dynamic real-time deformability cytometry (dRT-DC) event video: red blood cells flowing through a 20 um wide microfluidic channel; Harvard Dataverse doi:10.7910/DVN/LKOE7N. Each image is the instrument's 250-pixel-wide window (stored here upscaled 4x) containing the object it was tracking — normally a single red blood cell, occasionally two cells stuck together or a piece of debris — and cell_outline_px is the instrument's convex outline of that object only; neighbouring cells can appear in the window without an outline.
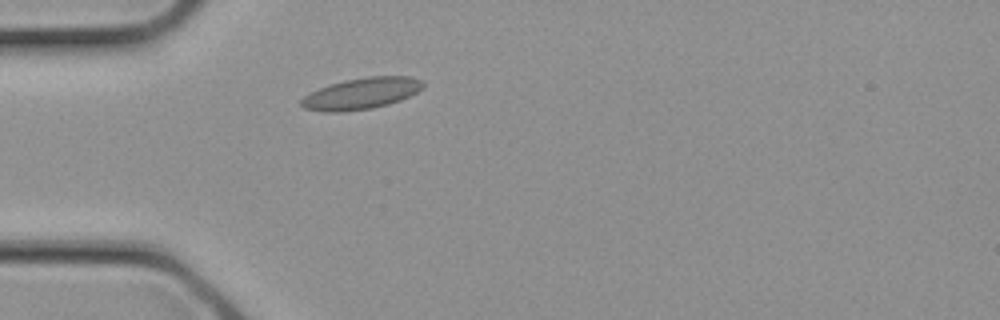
{"species": "common noctule bat (a hibernating species)", "species_latin": "Nyctalus noctula", "temperature_condition": "cold", "stored_images_in_passage": 18, "camera_frame_rate_fps": 3000, "um_per_image_px": 0.085, "animal": {"sex": "female", "body_mass_g": 21.9}, "frame": {"image": 1, "passage_image": 1, "time_ms": 0.0, "image_size_px": [1000, 320], "cell_outline_px": [[424, 88], [400, 100], [388, 104], [372, 108], [344, 112], [324, 112], [304, 108], [300, 104], [300, 100], [304, 96], [320, 88], [344, 80], [368, 76], [408, 76], [420, 80], [424, 84]], "centroid_in_image_um": [30.71, 7.95], "position_along_channel_um": 54.3, "area_um2": 22.14}}
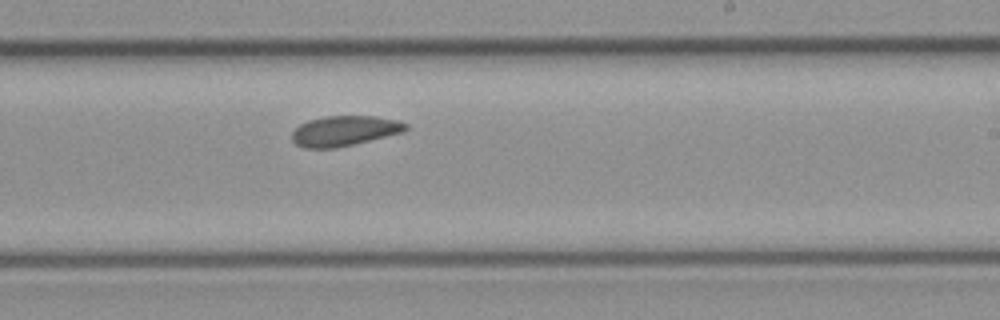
{"frame": {"image": 2, "passage_image": 10, "time_ms": 3.0, "image_size_px": [1000, 320], "cell_outline_px": [[408, 128], [404, 132], [336, 148], [304, 148], [296, 144], [292, 140], [292, 132], [300, 124], [308, 120], [324, 116], [376, 116], [396, 120], [408, 124]], "centroid_in_image_um": [29.27, 11.12], "position_along_channel_um": 259.7, "area_um2": 20.0}}
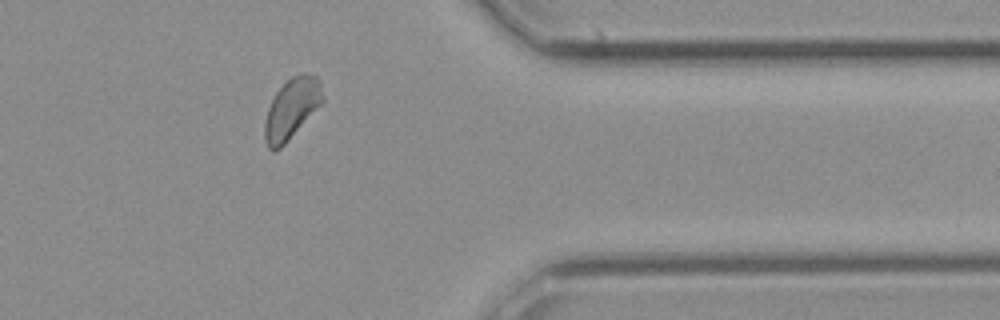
{"frame": {"image": 3, "passage_image": 16, "time_ms": 5.0, "image_size_px": [1000, 320], "cell_outline_px": [[324, 100], [284, 144], [280, 148], [272, 152], [268, 148], [264, 140], [264, 124], [268, 108], [276, 92], [292, 76], [304, 72], [316, 76], [320, 80]], "centroid_in_image_um": [24.77, 9.23], "position_along_channel_um": 386.6, "area_um2": 20.11}}